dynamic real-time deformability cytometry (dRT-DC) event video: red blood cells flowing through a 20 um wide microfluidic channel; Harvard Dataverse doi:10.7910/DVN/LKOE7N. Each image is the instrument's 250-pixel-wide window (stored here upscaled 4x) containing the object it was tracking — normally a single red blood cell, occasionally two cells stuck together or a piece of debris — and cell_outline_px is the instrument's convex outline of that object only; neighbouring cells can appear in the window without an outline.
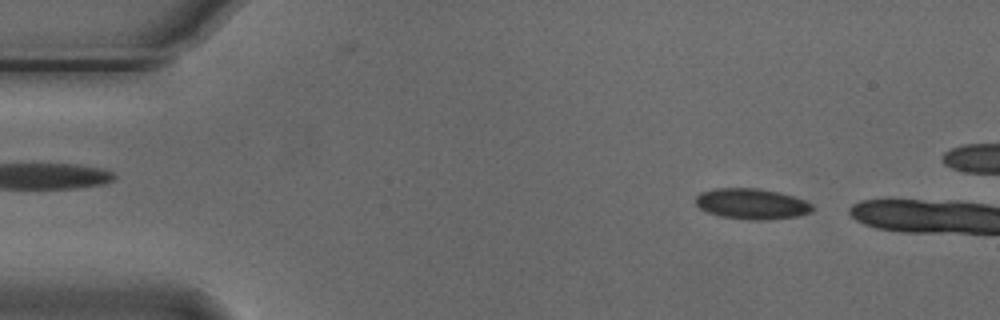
{"species": "Egyptian fruit bat (a non-hibernating species)", "species_latin": "Rousettus aegyptiacus", "temperature_condition": "cold", "stored_images_in_passage": 7, "camera_frame_rate_fps": 3000, "um_per_image_px": 0.085, "animal": {"sex": "male"}, "frame": {"image": 1, "passage_image": 4, "time_ms": 1.0, "image_size_px": [1000, 320], "cell_outline_px": [[812, 212], [796, 216], [768, 220], [748, 220], [720, 216], [708, 212], [700, 208], [696, 204], [696, 196], [700, 192], [716, 188], [760, 188], [780, 192], [804, 200], [812, 204]], "centroid_in_image_um": [63.89, 17.32], "position_along_channel_um": 21.1, "area_um2": 20.92}}